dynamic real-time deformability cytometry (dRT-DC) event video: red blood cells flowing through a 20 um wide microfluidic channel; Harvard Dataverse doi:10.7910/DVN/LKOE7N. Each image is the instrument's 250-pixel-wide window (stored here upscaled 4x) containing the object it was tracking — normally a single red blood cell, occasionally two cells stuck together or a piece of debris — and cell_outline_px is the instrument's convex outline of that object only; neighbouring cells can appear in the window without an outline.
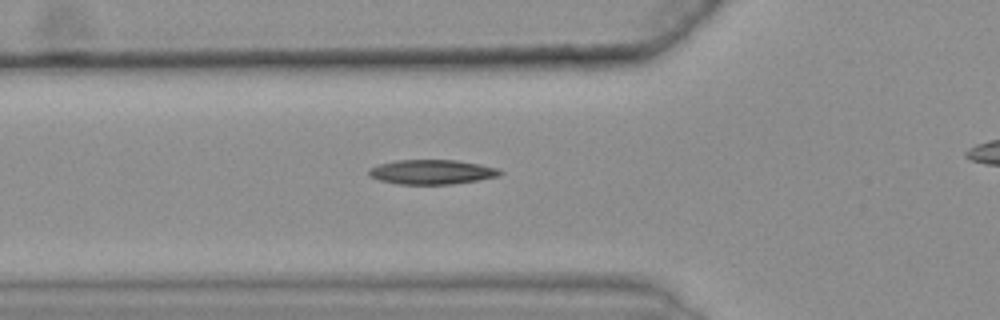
{"species": "common noctule bat (a hibernating species)", "species_latin": "Nyctalus noctula", "temperature_condition": "warm", "stored_images_in_passage": 33, "camera_frame_rate_fps": 3000, "um_per_image_px": 0.085, "animal": {"sex": "female", "body_mass_g": 25.1}, "frame": {"image": 1, "passage_image": 3, "time_ms": 0.667, "image_size_px": [1000, 320], "cell_outline_px": [[504, 172], [496, 176], [476, 180], [452, 184], [400, 184], [380, 180], [368, 176], [368, 168], [380, 164], [396, 160], [456, 160], [480, 164], [496, 168]], "centroid_in_image_um": [36.66, 14.61], "position_along_channel_um": 89.1, "area_um2": 18.61}}
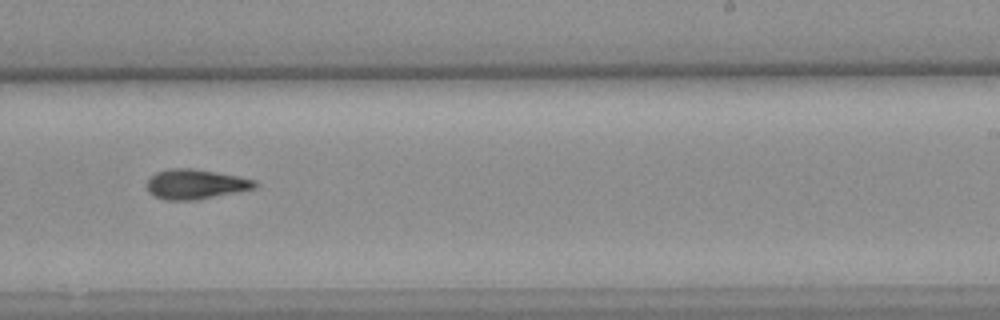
{"frame": {"image": 2, "passage_image": 18, "time_ms": 5.667, "image_size_px": [1000, 320], "cell_outline_px": [[256, 188], [196, 200], [164, 200], [148, 192], [148, 176], [156, 172], [168, 168], [192, 168], [216, 172], [256, 180]], "centroid_in_image_um": [16.58, 15.65], "position_along_channel_um": 272.4, "area_um2": 18.73}}
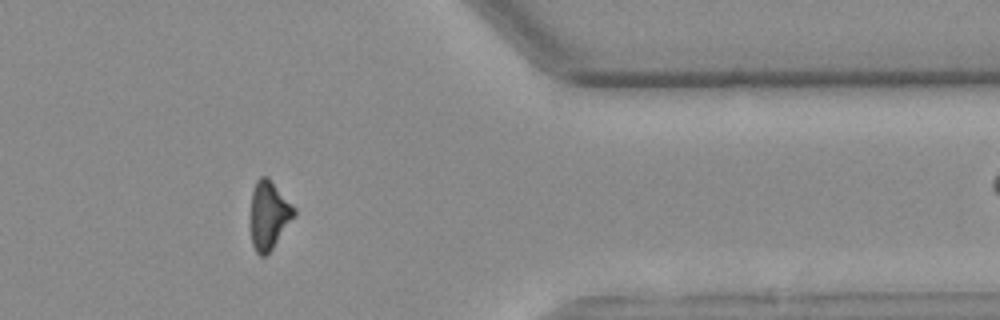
{"frame": {"image": 3, "passage_image": 29, "time_ms": 9.333, "image_size_px": [1000, 320], "cell_outline_px": [[296, 212], [272, 248], [264, 256], [260, 256], [256, 252], [252, 244], [248, 224], [252, 192], [256, 180], [260, 176], [268, 176], [296, 208]], "centroid_in_image_um": [22.79, 18.26], "position_along_channel_um": 388.6, "area_um2": 17.57}, "authors_computed_cell_mechanics": {"area_um2": 18.0336, "velocity_mm_per_s": 3.6646, "shape_relaxation_time_tau1_ms": 10.917, "shape_relaxation_time_tau2_ms": 8.7326, "deformation_change_tau1": 0.2518, "deformation_change_tau2": 0.1849}}